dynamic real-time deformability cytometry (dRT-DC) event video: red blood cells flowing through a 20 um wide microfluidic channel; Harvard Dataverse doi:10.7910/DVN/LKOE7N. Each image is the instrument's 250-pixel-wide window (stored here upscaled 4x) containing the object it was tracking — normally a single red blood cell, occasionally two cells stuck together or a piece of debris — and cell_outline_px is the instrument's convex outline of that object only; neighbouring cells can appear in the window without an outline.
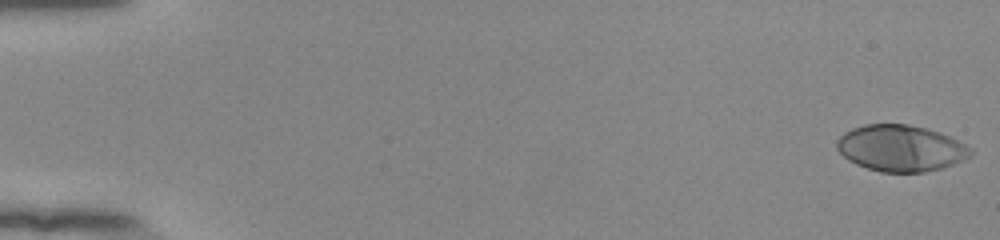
{"species": "human", "species_latin": "Homo sapiens", "temperature_condition": "room temperature", "stored_images_in_passage": 54, "camera_frame_rate_fps": 3000, "um_per_image_px": 0.085, "donor": {"sex": "female"}, "frame": {"image": 1, "passage_image": 1, "time_ms": 0.0, "image_size_px": [1000, 240], "cell_outline_px": [[972, 156], [964, 160], [944, 168], [924, 172], [880, 172], [856, 164], [848, 160], [836, 148], [836, 140], [844, 132], [852, 128], [864, 124], [908, 124], [928, 128], [940, 132], [972, 148]], "centroid_in_image_um": [76.57, 12.59], "position_along_channel_um": 8.4, "area_um2": 36.36}}
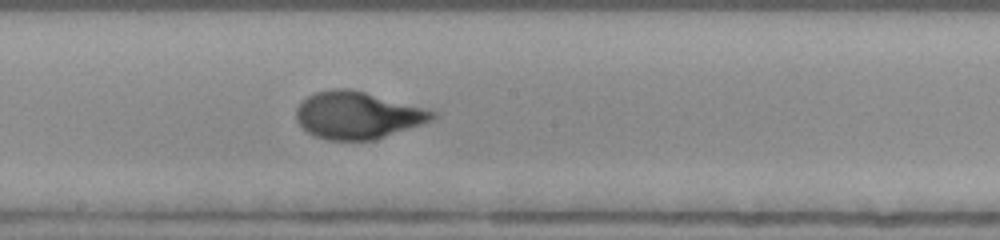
{"frame": {"image": 2, "passage_image": 31, "time_ms": 10.0, "image_size_px": [1000, 240], "cell_outline_px": [[440, 112], [432, 120], [376, 140], [328, 140], [312, 136], [296, 120], [296, 108], [308, 96], [316, 92], [332, 88], [348, 88], [364, 92]], "centroid_in_image_um": [30.39, 9.8], "position_along_channel_um": 217.8, "area_um2": 37.34}}
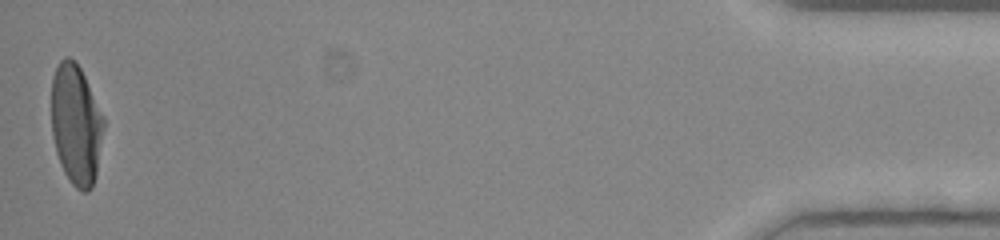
{"frame": {"image": 3, "passage_image": 54, "time_ms": 17.667, "image_size_px": [1000, 240], "cell_outline_px": [[104, 128], [96, 176], [92, 188], [88, 192], [84, 192], [76, 188], [72, 184], [64, 172], [60, 164], [56, 152], [52, 136], [52, 76], [60, 60], [64, 56], [68, 56], [76, 60], [104, 116]], "centroid_in_image_um": [6.47, 10.58], "position_along_channel_um": 428.7, "area_um2": 36.93}, "authors_computed_cell_mechanics": {"area_um2": 36.2117, "velocity_mm_per_s": 3.8689, "shape_relaxation_time_tau1_ms": 4.3561, "shape_relaxation_time_tau2_ms": null, "deformation_change_tau1": 0.2424, "deformation_change_tau2": null}}